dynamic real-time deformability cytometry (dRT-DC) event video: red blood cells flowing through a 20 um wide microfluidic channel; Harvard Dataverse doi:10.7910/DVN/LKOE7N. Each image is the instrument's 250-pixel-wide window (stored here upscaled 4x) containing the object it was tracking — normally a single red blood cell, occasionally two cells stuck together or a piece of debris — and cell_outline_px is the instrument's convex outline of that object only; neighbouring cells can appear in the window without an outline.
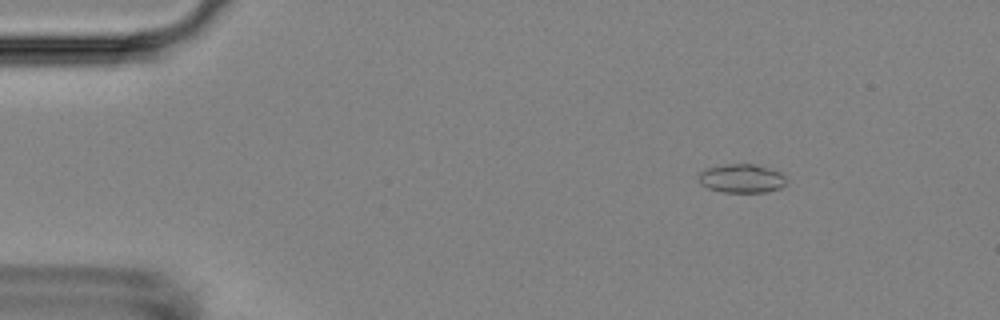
{"species": "Egyptian fruit bat (a non-hibernating species)", "species_latin": "Rousettus aegyptiacus", "temperature_condition": "room temperature", "stored_images_in_passage": 6, "camera_frame_rate_fps": 3000, "um_per_image_px": 0.085, "animal": {"sex": "female"}, "frame": {"image": 1, "passage_image": 3, "time_ms": 2.0, "image_size_px": [1000, 320], "cell_outline_px": [[784, 184], [780, 188], [764, 192], [724, 192], [708, 188], [700, 184], [696, 180], [700, 172], [708, 168], [728, 164], [752, 164], [768, 168], [780, 172], [784, 176]], "centroid_in_image_um": [62.99, 15.17], "position_along_channel_um": 22.0, "area_um2": 14.51}}